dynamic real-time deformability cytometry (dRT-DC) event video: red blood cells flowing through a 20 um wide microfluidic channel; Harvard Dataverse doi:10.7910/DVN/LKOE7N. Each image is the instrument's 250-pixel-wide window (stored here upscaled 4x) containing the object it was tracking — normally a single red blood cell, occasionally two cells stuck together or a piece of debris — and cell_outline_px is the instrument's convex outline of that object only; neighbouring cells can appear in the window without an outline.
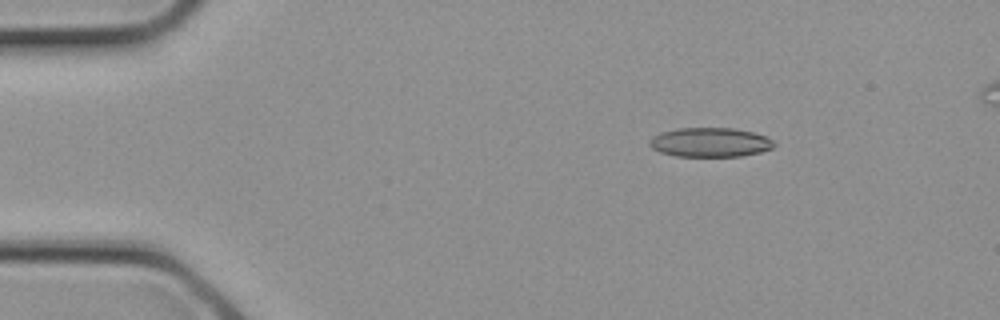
{"species": "common noctule bat (a hibernating species)", "species_latin": "Nyctalus noctula", "temperature_condition": "cold", "stored_images_in_passage": 3, "camera_frame_rate_fps": 3000, "um_per_image_px": 0.085, "animal": {"sex": "female", "body_mass_g": 21.9}, "frame": {"image": 1, "passage_image": 3, "time_ms": 0.667, "image_size_px": [1000, 320], "cell_outline_px": [[776, 144], [772, 148], [760, 152], [740, 156], [676, 156], [660, 152], [652, 148], [648, 144], [648, 140], [652, 136], [660, 132], [680, 128], [732, 128], [752, 132], [764, 136], [772, 140]], "centroid_in_image_um": [60.32, 12.09], "position_along_channel_um": 24.7, "area_um2": 21.21}}